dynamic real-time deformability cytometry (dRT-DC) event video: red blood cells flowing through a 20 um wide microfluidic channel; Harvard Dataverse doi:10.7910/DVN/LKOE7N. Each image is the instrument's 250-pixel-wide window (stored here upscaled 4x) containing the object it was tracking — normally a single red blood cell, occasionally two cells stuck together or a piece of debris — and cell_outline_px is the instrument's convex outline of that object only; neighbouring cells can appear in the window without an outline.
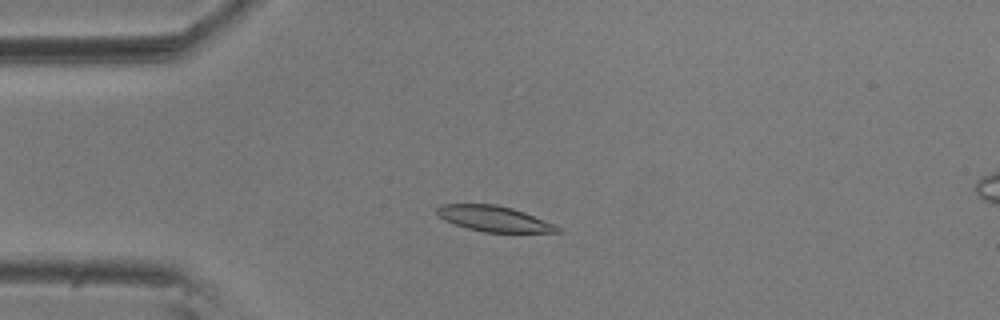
{"species": "common noctule bat (a hibernating species)", "species_latin": "Nyctalus noctula", "temperature_condition": "room temperature", "stored_images_in_passage": 54, "camera_frame_rate_fps": 3000, "um_per_image_px": 0.085, "animal": {"sex": "male", "body_mass_g": 20.5, "forearm_length_mm": 52.5}, "frame": {"image": 1, "passage_image": 12, "time_ms": 3.667, "image_size_px": [1000, 320], "cell_outline_px": [[560, 232], [484, 232], [468, 228], [444, 220], [436, 212], [436, 208], [440, 204], [496, 204], [512, 208], [524, 212], [556, 224], [560, 228]], "centroid_in_image_um": [42.0, 18.58], "position_along_channel_um": 43.0, "area_um2": 17.86}}
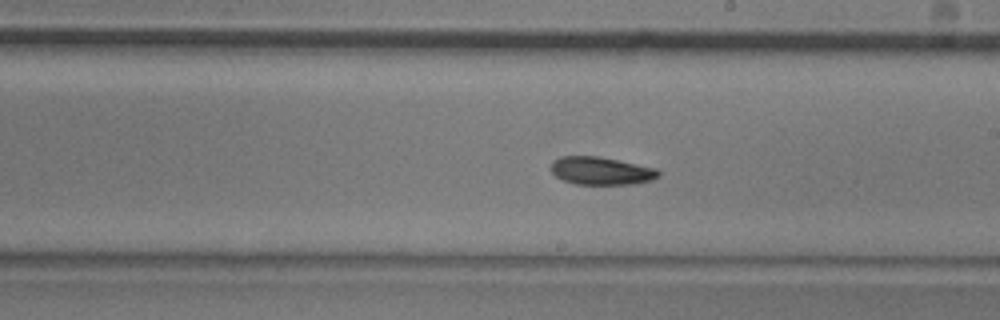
{"frame": {"image": 2, "passage_image": 30, "time_ms": 9.667, "image_size_px": [1000, 320], "cell_outline_px": [[660, 176], [652, 180], [636, 184], [576, 184], [564, 180], [556, 176], [552, 172], [552, 160], [560, 156], [596, 156], [656, 168], [660, 172]], "centroid_in_image_um": [51.11, 14.52], "position_along_channel_um": 237.9, "area_um2": 17.34}}
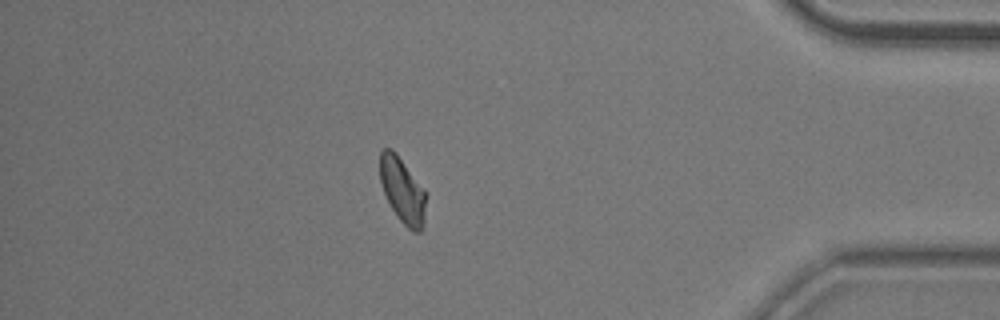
{"frame": {"image": 3, "passage_image": 47, "time_ms": 15.333, "image_size_px": [1000, 320], "cell_outline_px": [[424, 224], [420, 232], [412, 232], [396, 216], [384, 192], [380, 180], [380, 152], [384, 148], [392, 148], [396, 152], [424, 188]], "centroid_in_image_um": [34.2, 16.16], "position_along_channel_um": 401.0, "area_um2": 17.34}, "authors_computed_cell_mechanics": {"area_um2": 17.8602, "velocity_mm_per_s": 3.5841, "shape_relaxation_time_tau1_ms": 4.0746, "shape_relaxation_time_tau2_ms": 7.1507, "deformation_change_tau1": 0.1197, "deformation_change_tau2": 0.1138}}